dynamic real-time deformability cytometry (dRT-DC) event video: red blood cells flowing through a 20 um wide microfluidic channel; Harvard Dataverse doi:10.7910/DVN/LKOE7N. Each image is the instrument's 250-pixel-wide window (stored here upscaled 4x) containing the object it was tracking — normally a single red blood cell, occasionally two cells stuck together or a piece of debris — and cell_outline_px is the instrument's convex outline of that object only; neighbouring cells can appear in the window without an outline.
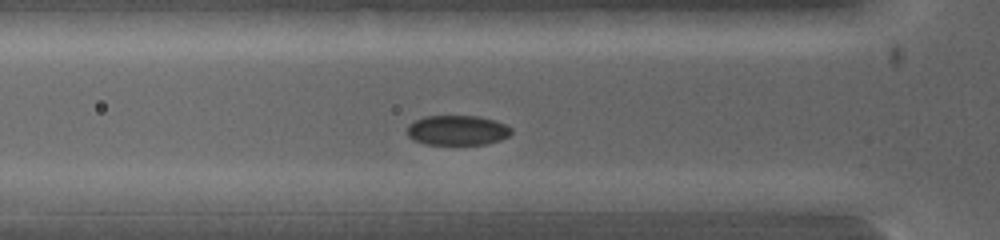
{"species": "common noctule bat (a hibernating species)", "species_latin": "Nyctalus noctula", "temperature_condition": "warm", "stored_images_in_passage": 17, "segment_of_instrument_passage": [1, 2], "camera_frame_rate_fps": 5000, "um_per_image_px": 0.085, "animal": {"sex": "female", "body_mass_g": 19.0, "forearm_length_mm": 53.3}, "frame": {"image": 1, "passage_image": 12, "time_ms": 2.4, "image_size_px": [1000, 240], "cell_outline_px": [[512, 132], [508, 136], [500, 140], [484, 144], [424, 144], [412, 140], [408, 136], [408, 124], [424, 116], [480, 116], [504, 124], [512, 128]], "centroid_in_image_um": [38.85, 11.07], "position_along_channel_um": 86.9, "area_um2": 18.09}}
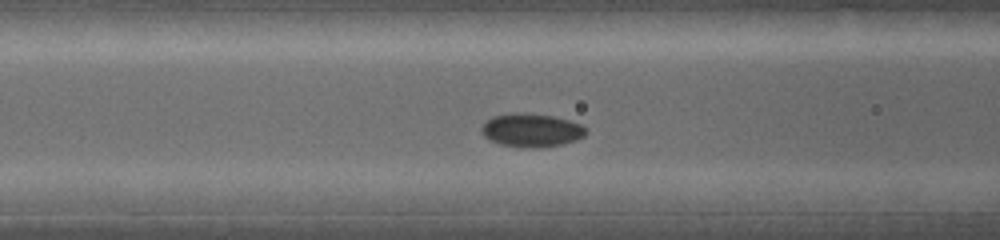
{"frame": {"image": 2, "passage_image": 14, "time_ms": 3.0, "image_size_px": [1000, 240], "cell_outline_px": [[588, 128], [584, 136], [576, 140], [560, 144], [500, 144], [484, 136], [480, 132], [480, 128], [484, 120], [492, 116], [552, 116], [568, 120], [580, 124]], "centroid_in_image_um": [45.18, 11.05], "position_along_channel_um": 121.4, "area_um2": 18.5}}